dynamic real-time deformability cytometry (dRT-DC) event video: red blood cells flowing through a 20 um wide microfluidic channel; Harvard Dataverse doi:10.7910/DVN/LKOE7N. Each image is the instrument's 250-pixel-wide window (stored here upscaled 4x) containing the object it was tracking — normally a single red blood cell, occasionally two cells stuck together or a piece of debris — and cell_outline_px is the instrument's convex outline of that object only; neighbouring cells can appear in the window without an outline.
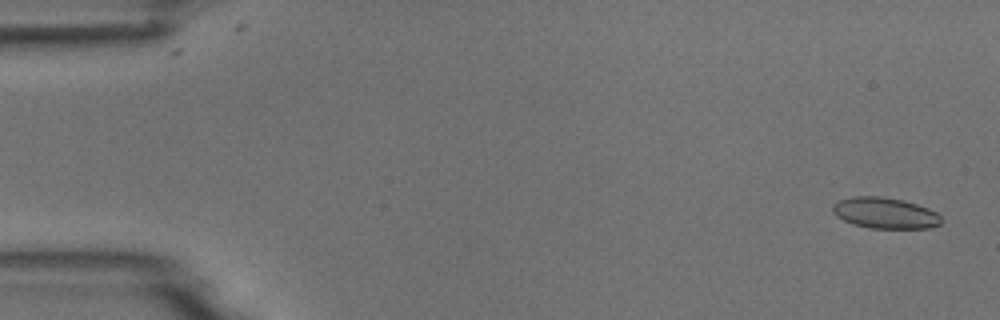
{"species": "common noctule bat (a hibernating species)", "species_latin": "Nyctalus noctula", "temperature_condition": "room temperature", "stored_images_in_passage": 6, "camera_frame_rate_fps": 3000, "um_per_image_px": 0.085, "animal": {"sex": "male", "body_mass_g": 18.8}, "frame": {"image": 1, "passage_image": 1, "time_ms": 0.0, "image_size_px": [1000, 320], "cell_outline_px": [[940, 224], [928, 228], [868, 228], [852, 224], [836, 216], [832, 212], [832, 204], [840, 200], [852, 196], [880, 196], [904, 200], [928, 208], [936, 212], [940, 216]], "centroid_in_image_um": [75.19, 18.1], "position_along_channel_um": 9.8, "area_um2": 19.65}}
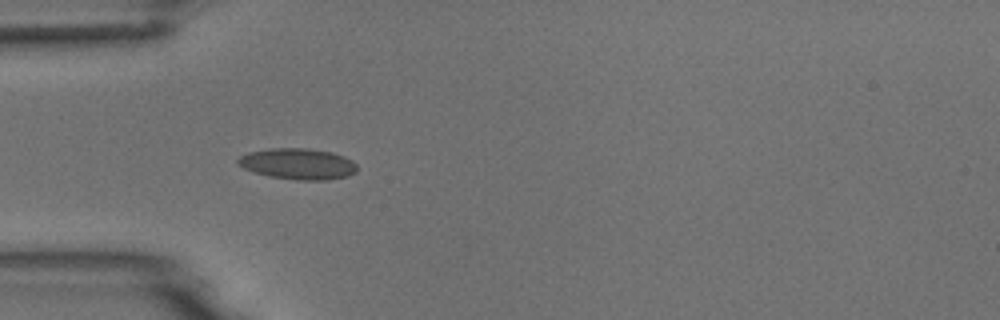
{"frame": {"image": 2, "passage_image": 5, "time_ms": 4.667, "image_size_px": [1000, 320], "cell_outline_px": [[356, 172], [348, 176], [328, 180], [296, 180], [268, 176], [252, 172], [236, 164], [236, 160], [240, 156], [248, 152], [268, 148], [308, 148], [332, 152], [344, 156], [352, 160], [356, 164]], "centroid_in_image_um": [25.3, 13.93], "position_along_channel_um": 59.7, "area_um2": 21.85}}